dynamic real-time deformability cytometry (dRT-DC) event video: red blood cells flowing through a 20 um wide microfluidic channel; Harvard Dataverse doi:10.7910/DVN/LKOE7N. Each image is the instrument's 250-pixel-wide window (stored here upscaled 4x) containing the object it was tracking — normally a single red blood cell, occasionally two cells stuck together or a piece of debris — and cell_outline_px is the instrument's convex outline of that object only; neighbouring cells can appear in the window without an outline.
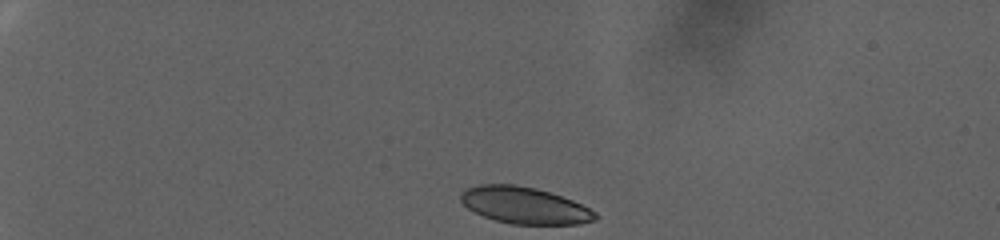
{"species": "human", "species_latin": "Homo sapiens", "temperature_condition": "warm", "stored_images_in_passage": 67, "camera_frame_rate_fps": 3000, "um_per_image_px": 0.085, "donor": {"sex": "female"}, "frame": {"image": 1, "passage_image": 1, "time_ms": 0.0, "image_size_px": [1000, 240], "cell_outline_px": [[600, 216], [596, 220], [580, 224], [512, 224], [496, 220], [484, 216], [468, 208], [460, 200], [460, 192], [468, 188], [480, 184], [516, 184], [536, 188], [572, 200], [596, 212]], "centroid_in_image_um": [44.6, 17.45], "position_along_channel_um": 40.4, "area_um2": 28.67}}
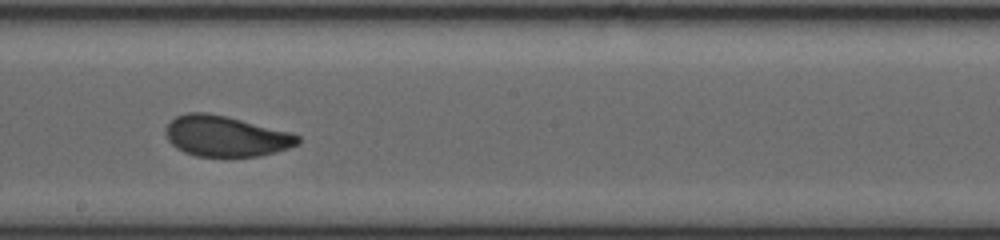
{"frame": {"image": 2, "passage_image": 35, "time_ms": 11.333, "image_size_px": [1000, 240], "cell_outline_px": [[300, 144], [276, 152], [260, 156], [196, 156], [184, 152], [176, 148], [168, 140], [164, 132], [164, 128], [176, 116], [188, 112], [208, 112], [228, 116], [292, 132], [300, 136]], "centroid_in_image_um": [19.2, 11.56], "position_along_channel_um": 229.0, "area_um2": 31.67}}
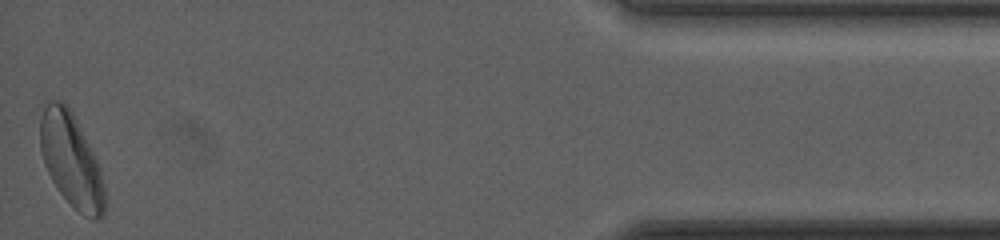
{"frame": {"image": 3, "passage_image": 67, "time_ms": 22.0, "image_size_px": [1000, 240], "cell_outline_px": [[104, 216], [96, 220], [92, 220], [84, 216], [60, 192], [52, 180], [44, 164], [40, 148], [40, 120], [44, 108], [52, 100], [60, 100], [72, 112], [96, 160], [104, 184]], "centroid_in_image_um": [6.04, 13.65], "position_along_channel_um": 429.2, "area_um2": 34.33}, "authors_computed_cell_mechanics": {"area_um2": 31.3276, "velocity_mm_per_s": 2.4421, "shape_relaxation_time_tau1_ms": 8.008, "shape_relaxation_time_tau2_ms": 1.7328, "deformation_change_tau1": 0.1831, "deformation_change_tau2": 0.0766}}